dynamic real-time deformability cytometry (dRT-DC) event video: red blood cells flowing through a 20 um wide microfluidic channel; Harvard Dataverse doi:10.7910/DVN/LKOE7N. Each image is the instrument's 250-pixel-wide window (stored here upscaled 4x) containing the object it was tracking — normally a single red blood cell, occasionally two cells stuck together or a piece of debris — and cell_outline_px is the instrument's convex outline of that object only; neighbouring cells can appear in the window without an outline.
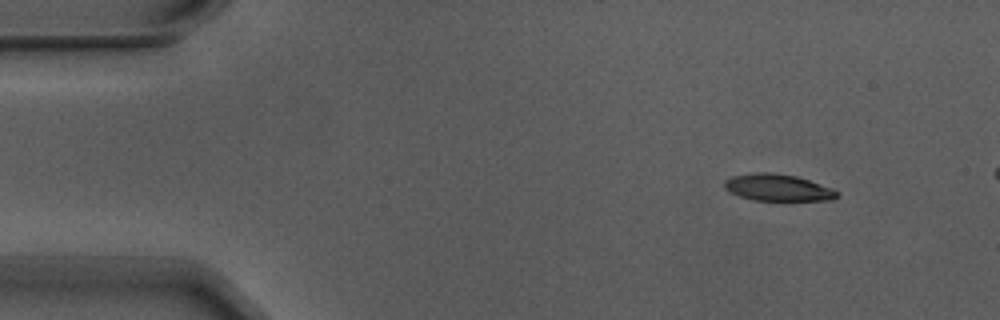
{"species": "Egyptian fruit bat (a non-hibernating species)", "species_latin": "Rousettus aegyptiacus", "temperature_condition": "warm", "stored_images_in_passage": 3, "camera_frame_rate_fps": 3000, "um_per_image_px": 0.085, "animal": {"sex": "male"}, "frame": {"image": 1, "passage_image": 1, "time_ms": 0.0, "image_size_px": [1000, 320], "cell_outline_px": [[840, 196], [832, 200], [752, 200], [728, 192], [724, 188], [724, 180], [732, 176], [752, 172], [772, 172], [796, 176], [832, 188], [840, 192]], "centroid_in_image_um": [66.1, 15.94], "position_along_channel_um": 18.9, "area_um2": 17.74}}
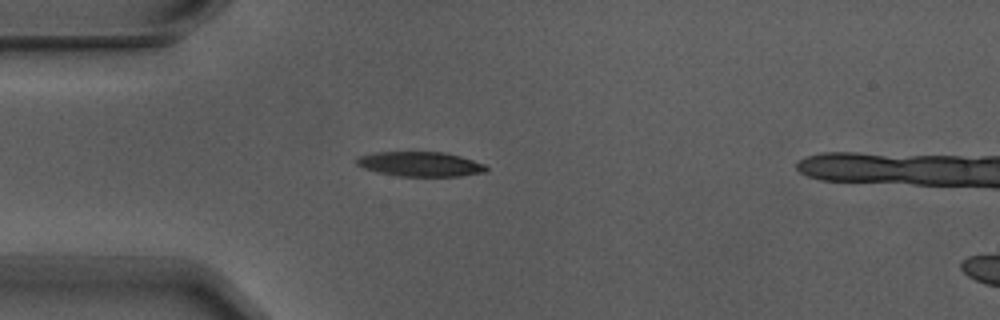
{"frame": {"image": 2, "passage_image": 3, "time_ms": 0.667, "image_size_px": [1000, 320], "cell_outline_px": [[488, 168], [484, 172], [460, 176], [400, 176], [376, 172], [364, 168], [356, 164], [356, 160], [360, 156], [376, 152], [444, 152], [460, 156], [484, 164]], "centroid_in_image_um": [35.71, 13.95], "position_along_channel_um": 49.3, "area_um2": 18.5}}